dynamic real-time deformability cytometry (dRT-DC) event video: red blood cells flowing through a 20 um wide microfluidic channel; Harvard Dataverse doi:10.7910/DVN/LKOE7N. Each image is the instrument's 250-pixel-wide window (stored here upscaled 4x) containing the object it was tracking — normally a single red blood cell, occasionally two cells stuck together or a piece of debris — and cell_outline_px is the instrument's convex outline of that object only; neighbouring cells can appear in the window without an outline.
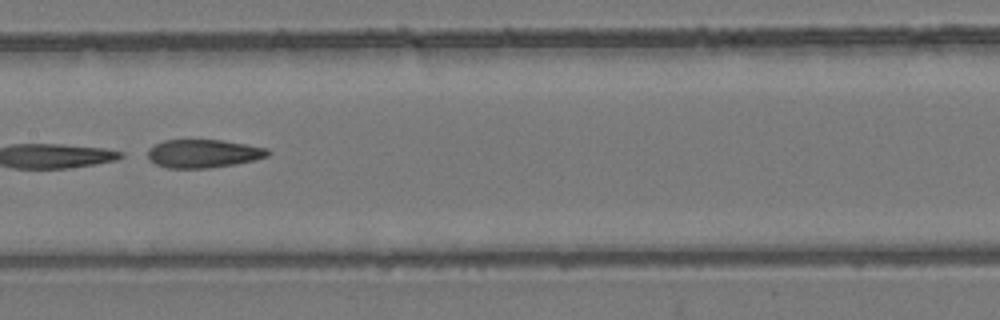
{"species": "common noctule bat (a hibernating species)", "species_latin": "Nyctalus noctula", "temperature_condition": "room temperature", "stored_images_in_passage": 10, "camera_frame_rate_fps": 3000, "um_per_image_px": 0.085, "animal": {"sex": "female", "body_mass_g": 24.6, "forearm_length_mm": 56.2}, "frame": {"image": 1, "passage_image": 7, "time_ms": 2.0, "image_size_px": [1000, 320], "cell_outline_px": [[272, 152], [268, 156], [256, 160], [236, 164], [208, 168], [168, 168], [156, 164], [148, 160], [148, 148], [164, 140], [220, 140], [268, 148]], "centroid_in_image_um": [17.3, 13.06], "position_along_channel_um": 190.1, "area_um2": 19.88}}
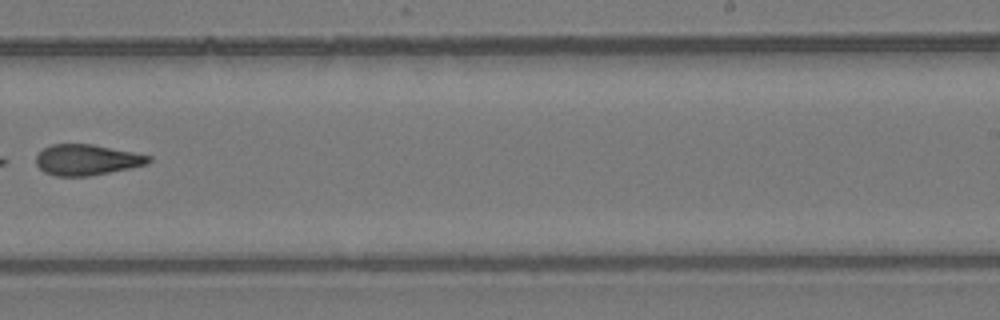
{"frame": {"image": 2, "passage_image": 9, "time_ms": 2.667, "image_size_px": [1000, 320], "cell_outline_px": [[152, 160], [148, 164], [132, 168], [88, 176], [56, 176], [44, 172], [36, 164], [36, 156], [44, 148], [52, 144], [92, 144], [152, 156]], "centroid_in_image_um": [7.4, 13.59], "position_along_channel_um": 281.6, "area_um2": 20.17}}
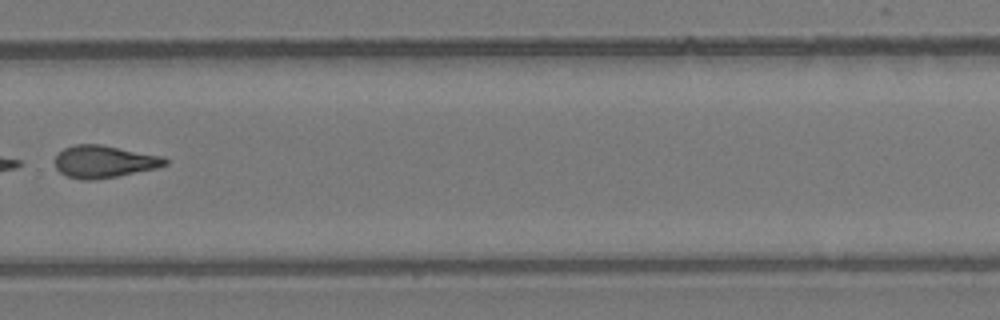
{"frame": {"image": 3, "passage_image": 10, "time_ms": 3.0, "image_size_px": [1000, 320], "cell_outline_px": [[168, 164], [156, 168], [96, 180], [80, 180], [68, 176], [60, 172], [56, 168], [56, 156], [64, 148], [76, 144], [100, 144], [164, 156], [168, 160]], "centroid_in_image_um": [8.87, 13.73], "position_along_channel_um": 320.9, "area_um2": 20.69}}